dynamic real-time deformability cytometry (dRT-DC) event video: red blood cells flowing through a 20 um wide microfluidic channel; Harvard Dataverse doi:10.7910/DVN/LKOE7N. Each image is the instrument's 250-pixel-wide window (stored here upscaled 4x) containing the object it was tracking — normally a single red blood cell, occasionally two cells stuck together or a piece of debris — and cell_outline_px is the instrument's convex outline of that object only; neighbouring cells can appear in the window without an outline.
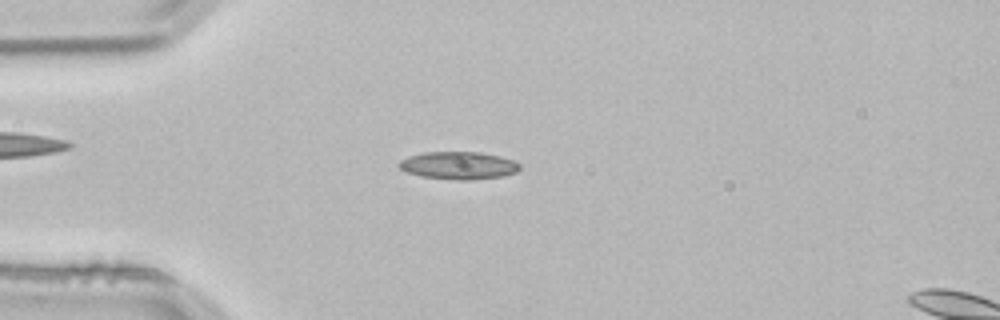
{"species": "common noctule bat (a hibernating species)", "species_latin": "Nyctalus noctula", "temperature_condition": "room temperature", "stored_images_in_passage": 52, "camera_frame_rate_fps": 3000, "um_per_image_px": 0.085, "animal": {"sex": "male", "body_mass_g": 21.5, "forearm_length_mm": 52.0}, "frame": {"image": 1, "passage_image": 13, "time_ms": 4.0, "image_size_px": [1000, 320], "cell_outline_px": [[520, 168], [516, 172], [504, 176], [468, 180], [452, 180], [420, 176], [404, 172], [396, 164], [400, 160], [408, 156], [424, 152], [480, 152], [500, 156], [512, 160], [520, 164]], "centroid_in_image_um": [38.93, 14.07], "position_along_channel_um": 46.1, "area_um2": 19.65}}
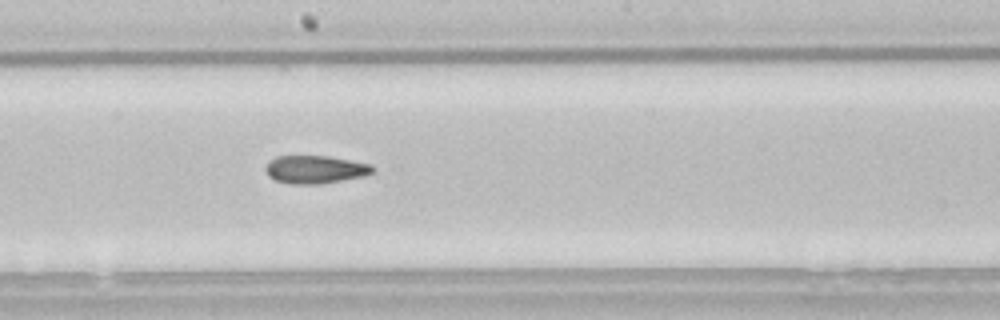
{"frame": {"image": 2, "passage_image": 28, "time_ms": 9.0, "image_size_px": [1000, 320], "cell_outline_px": [[376, 172], [364, 176], [320, 184], [288, 184], [276, 180], [268, 176], [264, 168], [276, 156], [328, 156], [372, 164], [376, 168]], "centroid_in_image_um": [26.84, 14.41], "position_along_channel_um": 221.4, "area_um2": 17.57}}
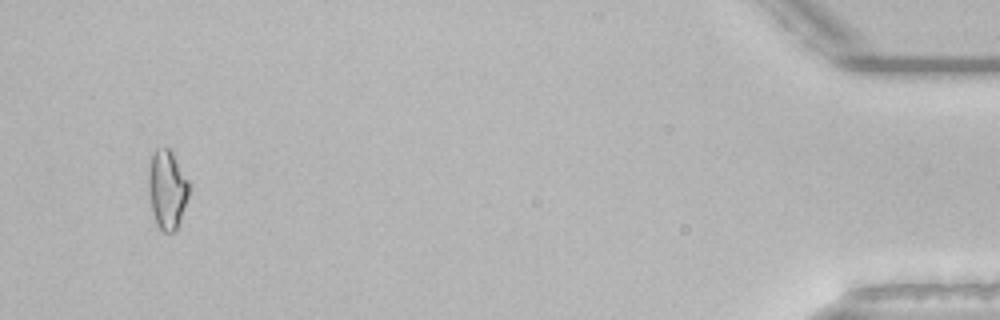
{"frame": {"image": 3, "passage_image": 50, "time_ms": 16.333, "image_size_px": [1000, 320], "cell_outline_px": [[188, 196], [176, 232], [164, 232], [156, 224], [152, 212], [148, 192], [148, 172], [152, 156], [156, 148], [168, 148], [172, 152], [188, 180]], "centroid_in_image_um": [14.19, 16.12], "position_along_channel_um": 421.0, "area_um2": 18.5}, "authors_computed_cell_mechanics": {"area_um2": 17.7735, "velocity_mm_per_s": 3.8314, "shape_relaxation_time_tau1_ms": null, "shape_relaxation_time_tau2_ms": 4.5254, "deformation_change_tau1": null, "deformation_change_tau2": 0.1304}}